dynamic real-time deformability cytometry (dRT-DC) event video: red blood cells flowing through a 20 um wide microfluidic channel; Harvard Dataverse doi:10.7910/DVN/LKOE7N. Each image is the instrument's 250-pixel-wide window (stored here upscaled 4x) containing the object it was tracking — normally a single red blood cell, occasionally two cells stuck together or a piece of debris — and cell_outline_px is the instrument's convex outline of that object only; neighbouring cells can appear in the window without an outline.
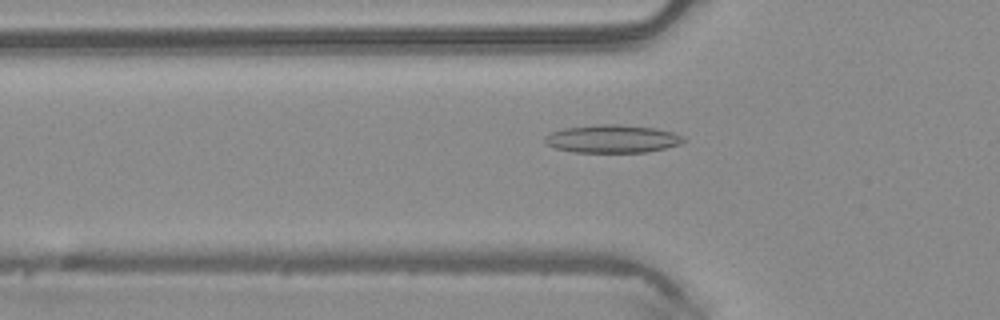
{"species": "common noctule bat (a hibernating species)", "species_latin": "Nyctalus noctula", "temperature_condition": "warm", "stored_images_in_passage": 50, "camera_frame_rate_fps": 3000, "um_per_image_px": 0.085, "animal": {"sex": "male", "body_mass_g": 20.4}, "frame": {"image": 1, "passage_image": 17, "time_ms": 5.333, "image_size_px": [1000, 320], "cell_outline_px": [[688, 140], [680, 144], [664, 148], [644, 152], [572, 152], [556, 148], [544, 144], [544, 136], [552, 132], [564, 128], [596, 124], [620, 124], [656, 128], [672, 132], [684, 136]], "centroid_in_image_um": [52.04, 11.79], "position_along_channel_um": 73.8, "area_um2": 22.77}}
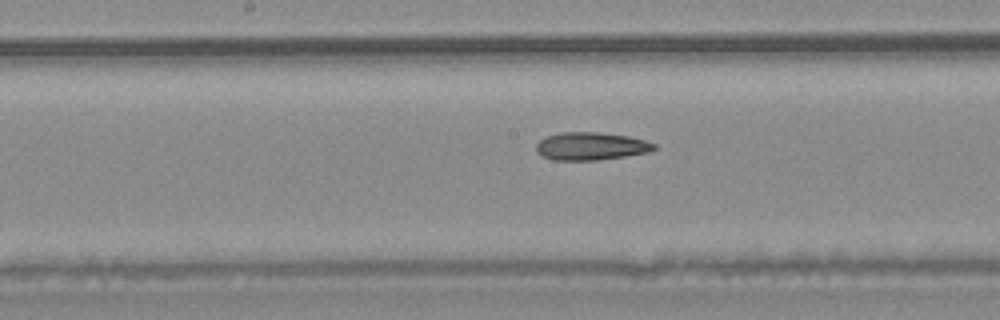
{"frame": {"image": 2, "passage_image": 26, "time_ms": 8.333, "image_size_px": [1000, 320], "cell_outline_px": [[656, 148], [648, 152], [624, 156], [596, 160], [552, 160], [540, 156], [536, 152], [536, 144], [544, 136], [560, 132], [600, 132], [628, 136], [644, 140], [656, 144]], "centroid_in_image_um": [50.17, 12.42], "position_along_channel_um": 198.0, "area_um2": 19.25}}
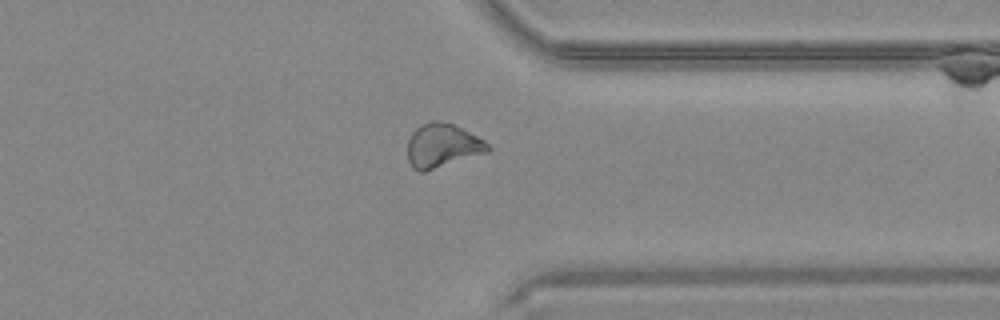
{"frame": {"image": 3, "passage_image": 39, "time_ms": 12.667, "image_size_px": [1000, 320], "cell_outline_px": [[492, 148], [488, 152], [424, 172], [420, 172], [412, 168], [408, 160], [408, 140], [412, 132], [416, 128], [428, 120], [436, 120], [452, 124], [484, 140]], "centroid_in_image_um": [37.58, 12.38], "position_along_channel_um": 373.8, "area_um2": 20.46}, "authors_computed_cell_mechanics": {"area_um2": 20.5768, "velocity_mm_per_s": 4.1166, "shape_relaxation_time_tau1_ms": null, "shape_relaxation_time_tau2_ms": 4.6185, "deformation_change_tau1": null, "deformation_change_tau2": 0.1325}}